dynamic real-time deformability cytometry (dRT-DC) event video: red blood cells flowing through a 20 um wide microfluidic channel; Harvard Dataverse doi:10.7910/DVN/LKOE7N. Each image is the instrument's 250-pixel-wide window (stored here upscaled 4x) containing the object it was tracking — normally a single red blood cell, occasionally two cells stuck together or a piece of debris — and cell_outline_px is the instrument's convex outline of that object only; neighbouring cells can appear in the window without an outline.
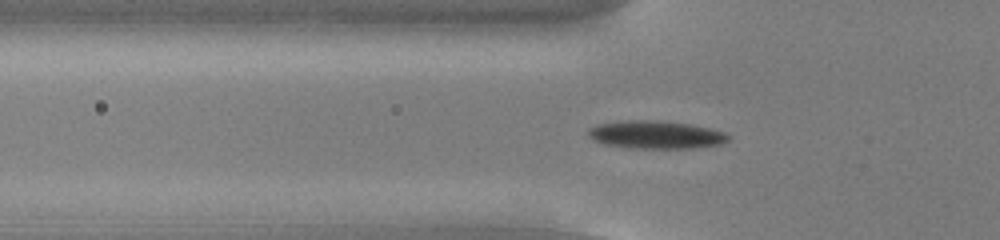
{"species": "common noctule bat (a hibernating species)", "species_latin": "Nyctalus noctula", "temperature_condition": "cold", "stored_images_in_passage": 45, "camera_frame_rate_fps": 3000, "um_per_image_px": 0.085, "animal": {"sex": "male", "body_mass_g": 13.0, "forearm_length_mm": 53.1}, "frame": {"image": 1, "passage_image": 9, "time_ms": 2.667, "image_size_px": [1000, 240], "cell_outline_px": [[732, 136], [728, 140], [720, 144], [692, 148], [628, 148], [604, 144], [592, 140], [588, 136], [588, 128], [600, 124], [628, 120], [660, 120], [692, 124], [724, 132]], "centroid_in_image_um": [55.74, 11.45], "position_along_channel_um": 70.1, "area_um2": 22.89}}
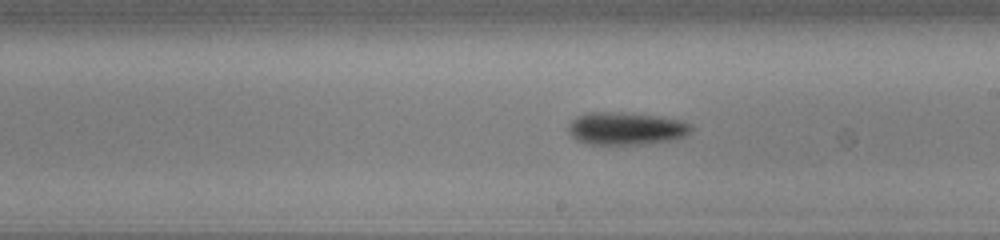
{"frame": {"image": 2, "passage_image": 22, "time_ms": 7.0, "image_size_px": [1000, 240], "cell_outline_px": [[692, 132], [676, 140], [648, 144], [584, 144], [576, 140], [568, 132], [568, 124], [576, 116], [588, 112], [620, 112], [656, 116], [680, 120], [692, 124]], "centroid_in_image_um": [53.21, 10.93], "position_along_channel_um": 235.8, "area_um2": 23.7}}
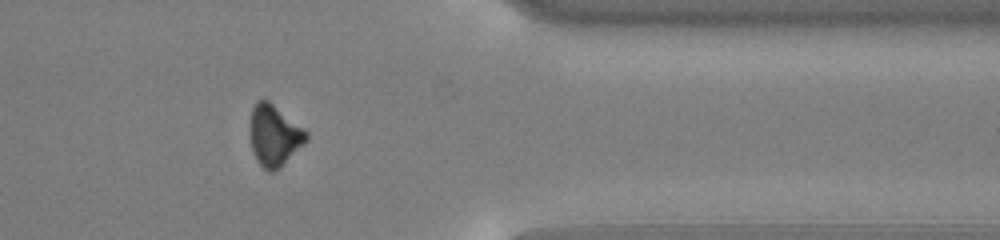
{"frame": {"image": 3, "passage_image": 35, "time_ms": 11.333, "image_size_px": [1000, 240], "cell_outline_px": [[308, 140], [304, 144], [272, 172], [268, 172], [256, 160], [252, 148], [248, 132], [248, 124], [252, 108], [256, 100], [268, 100], [304, 128], [308, 132]], "centroid_in_image_um": [23.27, 11.47], "position_along_channel_um": 388.1, "area_um2": 20.06}, "authors_computed_cell_mechanics": {"area_um2": 21.7906, "velocity_mm_per_s": 3.8434, "shape_relaxation_time_tau1_ms": 3.1739, "shape_relaxation_time_tau2_ms": null, "deformation_change_tau1": 0.1025, "deformation_change_tau2": null}}